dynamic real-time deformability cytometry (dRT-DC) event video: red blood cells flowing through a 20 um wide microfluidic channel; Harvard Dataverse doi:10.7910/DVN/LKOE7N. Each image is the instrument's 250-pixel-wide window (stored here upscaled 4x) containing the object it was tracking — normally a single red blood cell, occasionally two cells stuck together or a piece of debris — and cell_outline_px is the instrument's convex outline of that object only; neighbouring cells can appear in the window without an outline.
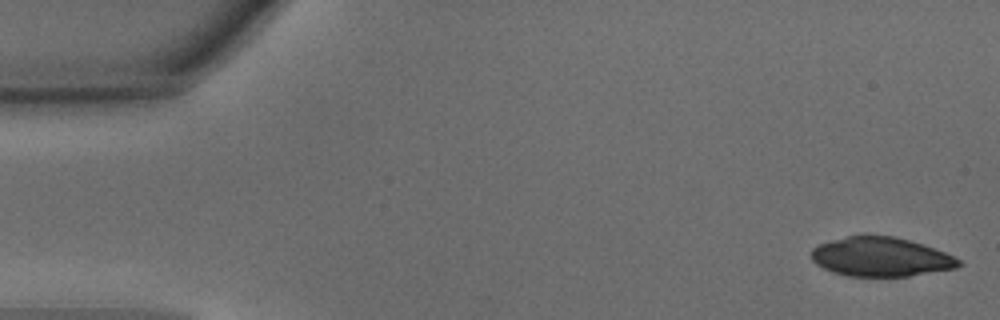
{"species": "common noctule bat (a hibernating species)", "species_latin": "Nyctalus noctula", "temperature_condition": "warm", "stored_images_in_passage": 45, "camera_frame_rate_fps": 3000, "um_per_image_px": 0.085, "animal": {"sex": "male", "body_mass_g": 15.6}, "frame": {"image": 1, "passage_image": 1, "time_ms": 0.0, "image_size_px": [1000, 320], "cell_outline_px": [[964, 264], [956, 268], [908, 276], [848, 276], [832, 272], [816, 264], [812, 260], [812, 248], [820, 244], [832, 240], [848, 236], [892, 236], [908, 240], [944, 252], [960, 260]], "centroid_in_image_um": [74.86, 21.85], "position_along_channel_um": 10.1, "area_um2": 33.18}}